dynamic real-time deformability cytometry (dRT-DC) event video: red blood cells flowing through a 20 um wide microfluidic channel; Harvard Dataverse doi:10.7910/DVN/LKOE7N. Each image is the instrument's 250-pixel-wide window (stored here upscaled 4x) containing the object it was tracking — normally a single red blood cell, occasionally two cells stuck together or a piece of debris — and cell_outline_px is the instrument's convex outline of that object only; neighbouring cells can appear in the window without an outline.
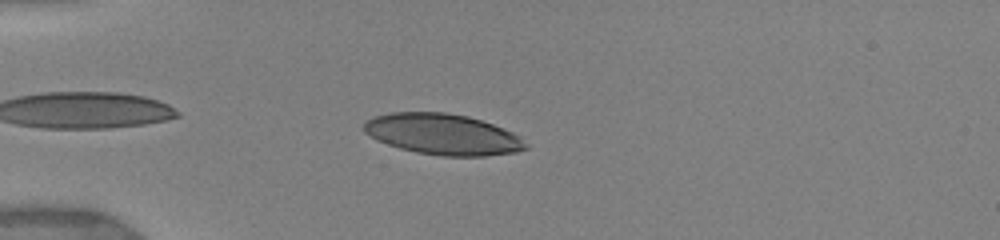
{"species": "human", "species_latin": "Homo sapiens", "temperature_condition": "warm", "stored_images_in_passage": 53, "camera_frame_rate_fps": 3000, "um_per_image_px": 0.085, "donor": {"sex": "female"}, "frame": {"image": 1, "passage_image": 8, "time_ms": 1.333, "image_size_px": [1000, 240], "cell_outline_px": [[528, 148], [516, 152], [484, 156], [444, 156], [416, 152], [400, 148], [376, 140], [364, 132], [360, 128], [364, 120], [376, 116], [392, 112], [444, 112], [468, 116], [492, 124], [512, 132], [520, 136], [528, 144]], "centroid_in_image_um": [37.61, 11.41], "position_along_channel_um": 47.4, "area_um2": 38.73}}
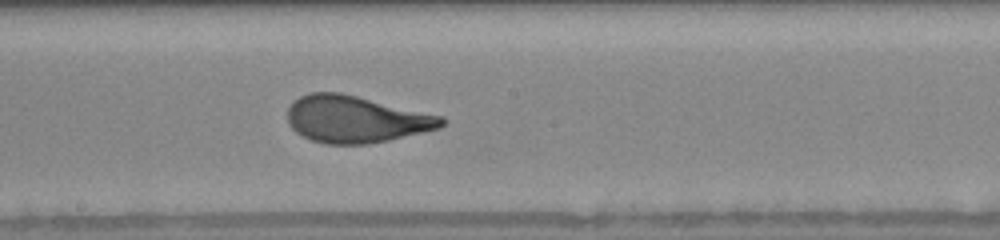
{"frame": {"image": 2, "passage_image": 27, "time_ms": 6.333, "image_size_px": [1000, 240], "cell_outline_px": [[448, 120], [440, 128], [388, 140], [368, 144], [328, 144], [312, 140], [296, 132], [288, 124], [288, 108], [292, 100], [308, 92], [340, 92], [444, 116]], "centroid_in_image_um": [30.25, 10.12], "position_along_channel_um": 218.0, "area_um2": 42.25}}
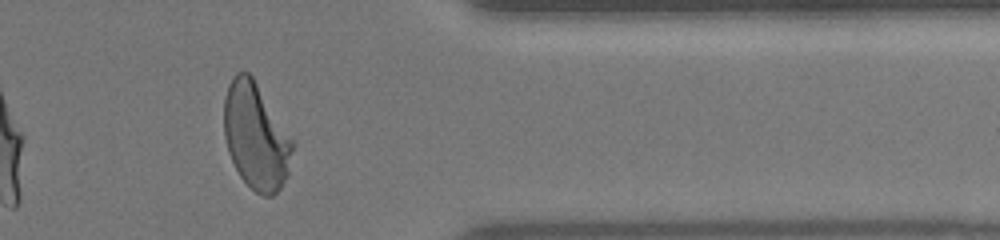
{"frame": {"image": 3, "passage_image": 47, "time_ms": 11.0, "image_size_px": [1000, 240], "cell_outline_px": [[296, 144], [288, 176], [280, 188], [272, 196], [264, 196], [256, 192], [240, 176], [228, 152], [224, 136], [224, 96], [228, 84], [232, 76], [236, 72], [248, 72], [252, 76], [296, 140]], "centroid_in_image_um": [21.8, 11.56], "position_along_channel_um": 389.6, "area_um2": 43.29}, "authors_computed_cell_mechanics": {"area_um2": 41.905, "velocity_mm_per_s": 3.8978, "shape_relaxation_time_tau1_ms": 3.8143, "shape_relaxation_time_tau2_ms": null, "deformation_change_tau1": 0.1964, "deformation_change_tau2": null}}